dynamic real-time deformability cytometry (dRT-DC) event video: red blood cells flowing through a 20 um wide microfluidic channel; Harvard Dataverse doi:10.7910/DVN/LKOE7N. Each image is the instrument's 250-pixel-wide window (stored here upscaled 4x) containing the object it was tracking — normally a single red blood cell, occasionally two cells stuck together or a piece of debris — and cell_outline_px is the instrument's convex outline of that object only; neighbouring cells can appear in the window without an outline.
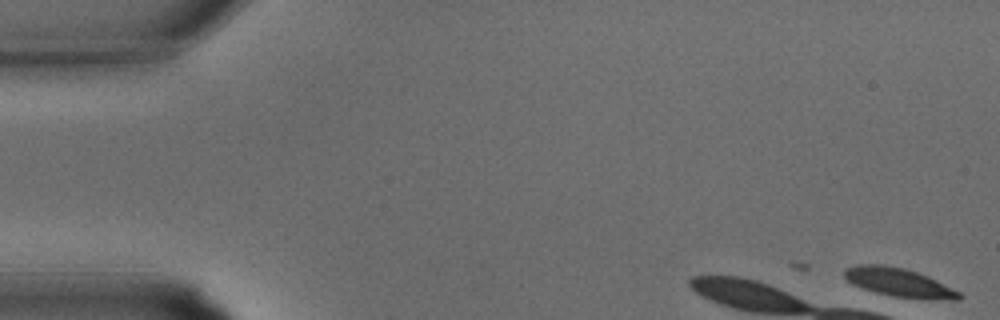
{"species": "common noctule bat (a hibernating species)", "species_latin": "Nyctalus noctula", "temperature_condition": "warm", "stored_images_in_passage": 6, "camera_frame_rate_fps": 3000, "um_per_image_px": 0.085, "animal": {"sex": "male", "body_mass_g": 15.6}, "frame": {"image": 1, "passage_image": 1, "time_ms": 0.0, "image_size_px": [1000, 320], "cell_outline_px": [[964, 296], [960, 300], [952, 300], [896, 296], [876, 292], [852, 284], [844, 276], [844, 268], [856, 264], [884, 264], [904, 268], [928, 276], [960, 292]], "centroid_in_image_um": [76.4, 23.98], "position_along_channel_um": 8.6, "area_um2": 18.9}}